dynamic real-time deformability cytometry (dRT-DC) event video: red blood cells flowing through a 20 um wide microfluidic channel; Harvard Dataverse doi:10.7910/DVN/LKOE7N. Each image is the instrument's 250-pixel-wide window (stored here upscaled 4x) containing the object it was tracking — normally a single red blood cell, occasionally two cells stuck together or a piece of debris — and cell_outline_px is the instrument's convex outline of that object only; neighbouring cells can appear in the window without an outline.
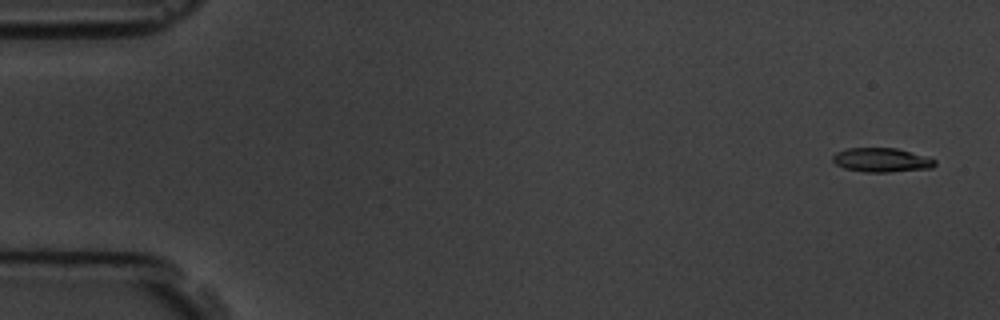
{"species": "common noctule bat (a hibernating species)", "species_latin": "Nyctalus noctula", "temperature_condition": "room temperature", "stored_images_in_passage": 5, "segment_of_instrument_passage": [1, 2], "camera_frame_rate_fps": 3000, "um_per_image_px": 0.085, "animal": {"sex": "male", "body_mass_g": 19.5, "forearm_length_mm": 54.6}, "frame": {"image": 1, "passage_image": 1, "time_ms": 0.0, "image_size_px": [1000, 320], "cell_outline_px": [[936, 164], [932, 168], [888, 172], [864, 172], [844, 168], [836, 164], [832, 160], [832, 156], [836, 152], [848, 148], [896, 148], [936, 160]], "centroid_in_image_um": [74.89, 13.6], "position_along_channel_um": 10.1, "area_um2": 14.22}}
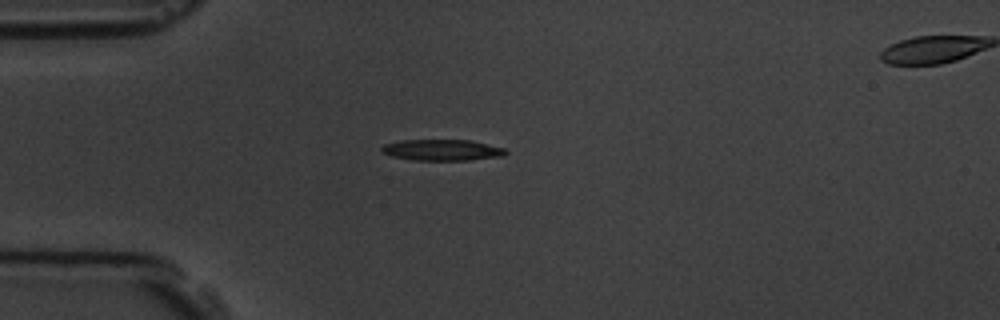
{"frame": {"image": 2, "passage_image": 4, "time_ms": 4.333, "image_size_px": [1000, 320], "cell_outline_px": [[508, 152], [504, 156], [468, 160], [416, 160], [392, 156], [380, 152], [380, 148], [384, 144], [400, 140], [472, 140], [504, 148]], "centroid_in_image_um": [37.57, 12.75], "position_along_channel_um": 47.4, "area_um2": 15.32}}